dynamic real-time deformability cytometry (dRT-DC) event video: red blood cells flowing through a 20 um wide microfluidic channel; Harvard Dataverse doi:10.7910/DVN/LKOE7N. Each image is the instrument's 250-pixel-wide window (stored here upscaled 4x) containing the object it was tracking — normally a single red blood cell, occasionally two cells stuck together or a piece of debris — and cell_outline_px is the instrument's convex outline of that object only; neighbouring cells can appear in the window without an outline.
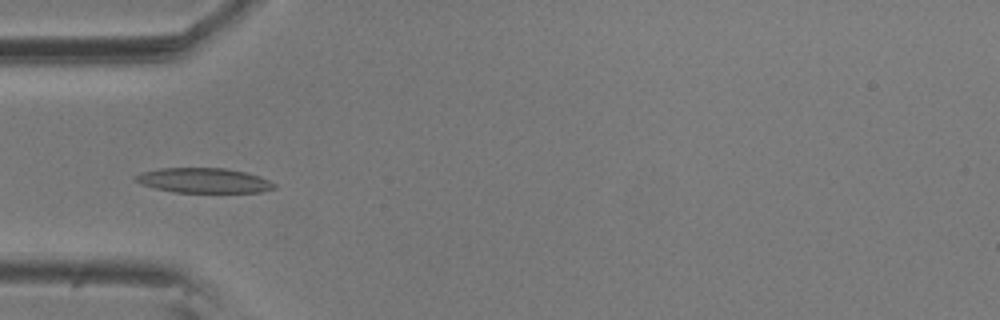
{"species": "common noctule bat (a hibernating species)", "species_latin": "Nyctalus noctula", "temperature_condition": "room temperature", "stored_images_in_passage": 15, "camera_frame_rate_fps": 3000, "um_per_image_px": 0.085, "animal": {"sex": "male", "body_mass_g": 20.5, "forearm_length_mm": 52.5}, "frame": {"image": 1, "passage_image": 5, "time_ms": 1.333, "image_size_px": [1000, 320], "cell_outline_px": [[276, 188], [260, 192], [176, 192], [156, 188], [140, 184], [132, 176], [140, 172], [160, 168], [224, 168], [244, 172], [260, 176], [276, 184]], "centroid_in_image_um": [17.3, 15.33], "position_along_channel_um": 67.7, "area_um2": 20.06}}
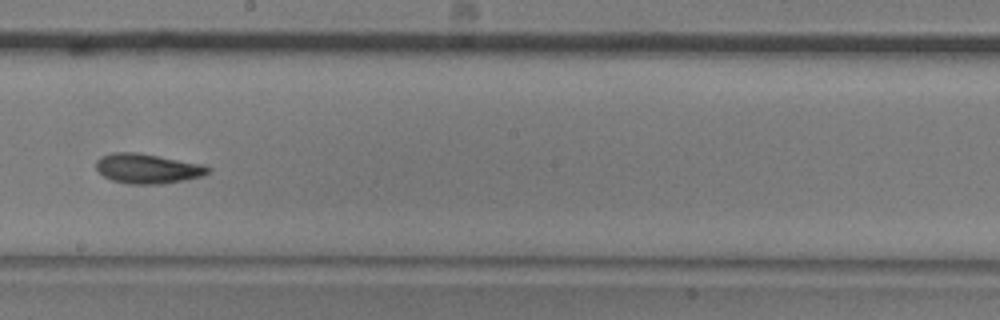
{"frame": {"image": 2, "passage_image": 9, "time_ms": 2.667, "image_size_px": [1000, 320], "cell_outline_px": [[212, 168], [204, 176], [164, 184], [128, 184], [112, 180], [104, 176], [96, 168], [96, 160], [100, 156], [112, 152], [136, 152], [204, 164]], "centroid_in_image_um": [12.55, 14.33], "position_along_channel_um": 235.6, "area_um2": 19.59}}
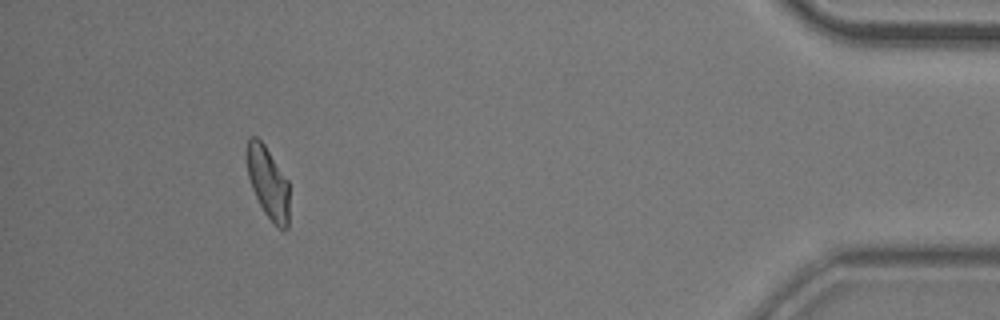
{"frame": {"image": 3, "passage_image": 14, "time_ms": 4.333, "image_size_px": [1000, 320], "cell_outline_px": [[288, 228], [284, 232], [264, 212], [252, 188], [248, 176], [248, 140], [252, 136], [256, 136], [264, 144], [288, 180]], "centroid_in_image_um": [22.81, 15.54], "position_along_channel_um": 412.4, "area_um2": 17.22}}